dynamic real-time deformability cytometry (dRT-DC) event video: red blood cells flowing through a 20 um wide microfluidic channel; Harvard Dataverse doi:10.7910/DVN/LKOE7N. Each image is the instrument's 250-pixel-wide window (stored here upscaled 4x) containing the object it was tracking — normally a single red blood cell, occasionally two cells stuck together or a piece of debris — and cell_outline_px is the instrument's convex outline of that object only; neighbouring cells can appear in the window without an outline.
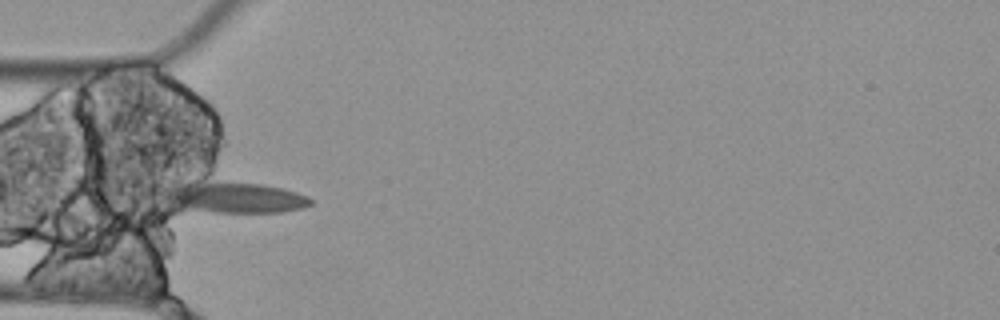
{"species": "Egyptian fruit bat (a non-hibernating species)", "species_latin": "Rousettus aegyptiacus", "temperature_condition": "cold", "stored_images_in_passage": 14, "camera_frame_rate_fps": 3000, "um_per_image_px": 0.085, "animal": {"sex": "female"}, "frame": {"image": 1, "passage_image": 4, "time_ms": 1.0, "image_size_px": [1000, 320], "cell_outline_px": [[312, 204], [300, 208], [280, 212], [172, 212], [148, 196], [148, 192], [204, 172], [280, 188], [296, 192], [308, 196], [312, 200]], "centroid_in_image_um": [19.21, 16.66], "position_along_channel_um": 65.8, "area_um2": 32.02}}
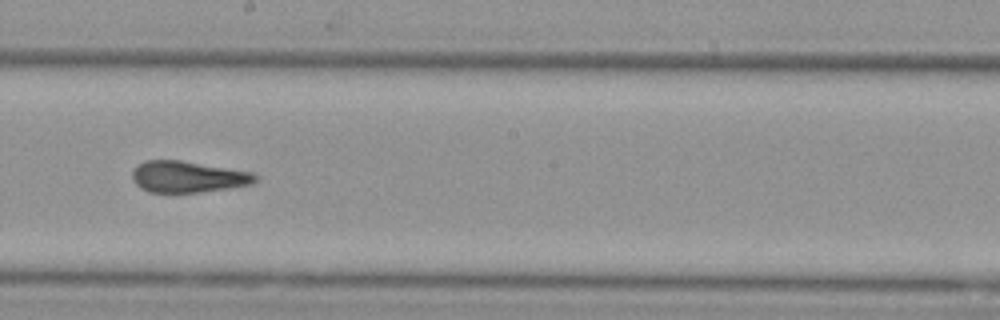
{"frame": {"image": 2, "passage_image": 8, "time_ms": 2.333, "image_size_px": [1000, 320], "cell_outline_px": [[256, 184], [200, 192], [148, 192], [140, 188], [132, 180], [132, 172], [144, 160], [180, 160], [252, 172], [256, 176]], "centroid_in_image_um": [15.97, 15.03], "position_along_channel_um": 232.2, "area_um2": 22.43}}
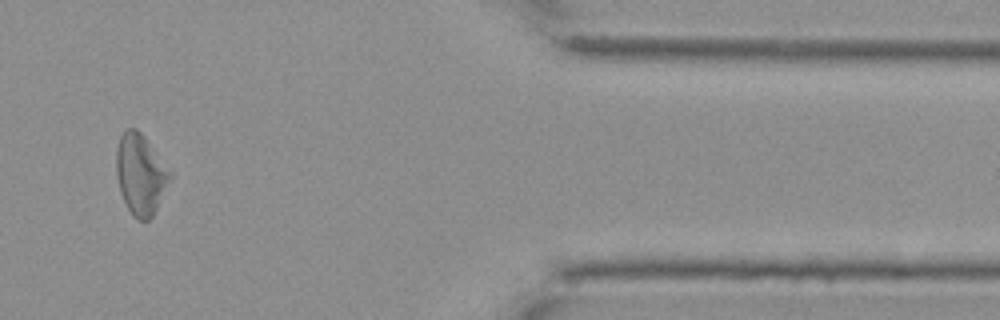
{"frame": {"image": 3, "passage_image": 13, "time_ms": 4.0, "image_size_px": [1000, 320], "cell_outline_px": [[172, 172], [156, 208], [152, 216], [148, 220], [140, 220], [132, 216], [120, 192], [116, 176], [116, 148], [120, 136], [128, 128], [136, 128], [144, 136]], "centroid_in_image_um": [11.91, 14.79], "position_along_channel_um": 399.5, "area_um2": 24.8}}